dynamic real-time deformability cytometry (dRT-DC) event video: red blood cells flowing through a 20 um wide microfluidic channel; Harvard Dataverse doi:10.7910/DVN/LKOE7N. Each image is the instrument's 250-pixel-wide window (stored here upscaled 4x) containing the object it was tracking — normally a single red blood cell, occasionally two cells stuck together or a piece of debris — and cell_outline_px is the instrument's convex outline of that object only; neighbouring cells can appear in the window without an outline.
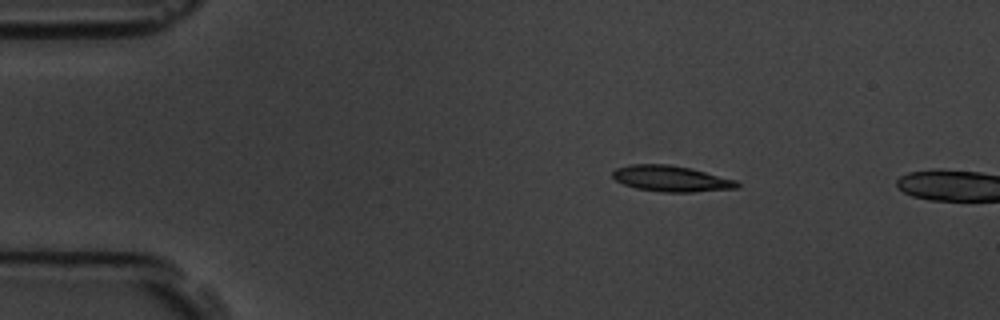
{"species": "common noctule bat (a hibernating species)", "species_latin": "Nyctalus noctula", "temperature_condition": "room temperature", "stored_images_in_passage": 3, "camera_frame_rate_fps": 3000, "um_per_image_px": 0.085, "animal": {"sex": "male", "body_mass_g": 19.5, "forearm_length_mm": 54.6}, "frame": {"image": 1, "passage_image": 2, "time_ms": 2.0, "image_size_px": [1000, 320], "cell_outline_px": [[740, 184], [736, 188], [692, 192], [664, 192], [636, 188], [624, 184], [616, 180], [612, 176], [612, 172], [616, 168], [628, 164], [668, 164], [692, 168], [736, 180]], "centroid_in_image_um": [57.03, 15.17], "position_along_channel_um": 28.0, "area_um2": 18.79}}